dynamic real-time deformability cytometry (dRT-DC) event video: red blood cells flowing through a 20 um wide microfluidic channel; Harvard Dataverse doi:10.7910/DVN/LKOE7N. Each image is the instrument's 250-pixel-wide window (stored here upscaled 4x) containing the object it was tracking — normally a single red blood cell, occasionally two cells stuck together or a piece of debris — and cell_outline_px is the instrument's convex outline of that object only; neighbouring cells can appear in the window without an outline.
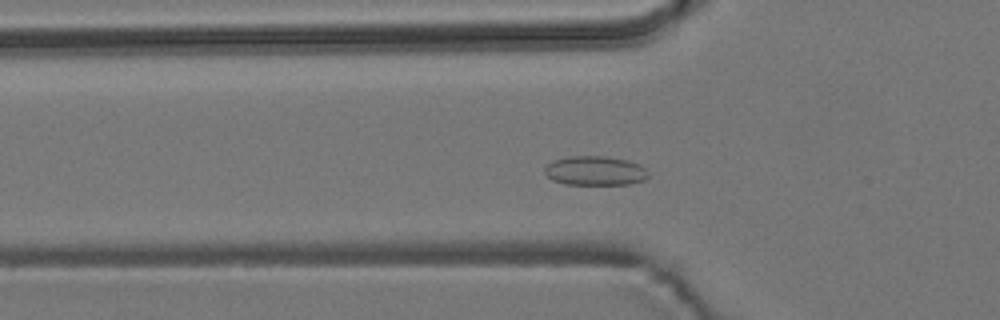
{"species": "common noctule bat (a hibernating species)", "species_latin": "Nyctalus noctula", "temperature_condition": "room temperature", "stored_images_in_passage": 51, "camera_frame_rate_fps": 3000, "um_per_image_px": 0.085, "animal": {"sex": "male", "body_mass_g": 19.2, "forearm_length_mm": 51.8}, "frame": {"image": 1, "passage_image": 14, "time_ms": 4.333, "image_size_px": [1000, 320], "cell_outline_px": [[648, 176], [644, 180], [628, 184], [564, 184], [552, 180], [544, 172], [544, 168], [552, 160], [568, 156], [604, 156], [628, 160], [640, 164], [648, 172]], "centroid_in_image_um": [50.57, 14.5], "position_along_channel_um": 75.2, "area_um2": 17.74}}
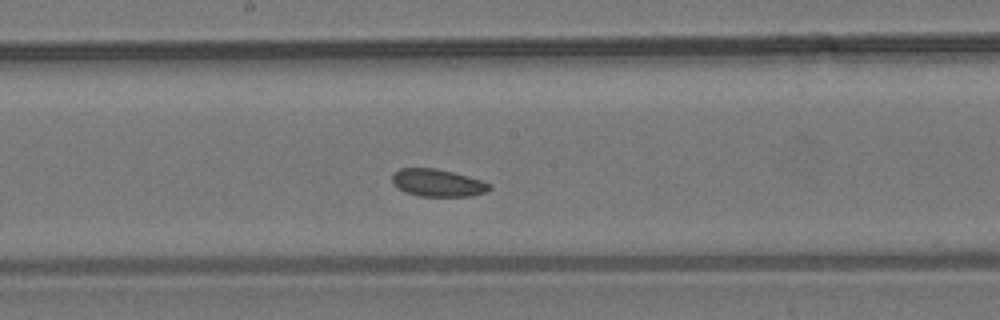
{"frame": {"image": 2, "passage_image": 25, "time_ms": 8.0, "image_size_px": [1000, 320], "cell_outline_px": [[492, 188], [488, 192], [472, 196], [420, 196], [404, 192], [392, 180], [392, 176], [400, 168], [436, 168], [452, 172], [480, 180], [492, 184]], "centroid_in_image_um": [37.25, 15.55], "position_along_channel_um": 210.9, "area_um2": 15.43}}
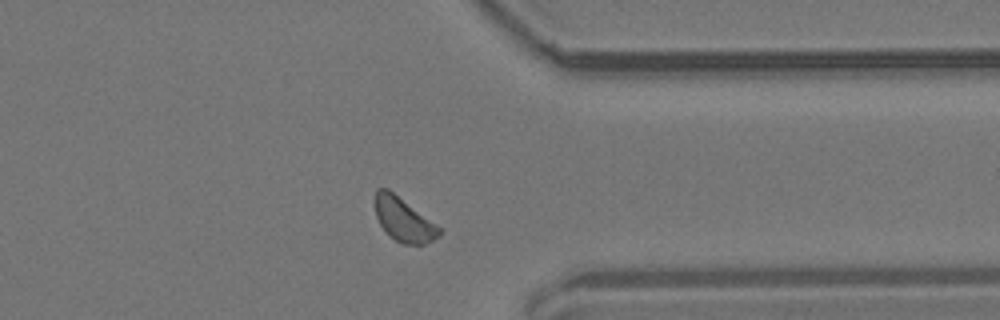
{"frame": {"image": 3, "passage_image": 39, "time_ms": 12.667, "image_size_px": [1000, 320], "cell_outline_px": [[444, 228], [432, 240], [424, 244], [404, 244], [396, 240], [380, 224], [376, 216], [376, 188], [388, 188]], "centroid_in_image_um": [34.35, 18.64], "position_along_channel_um": 377.0, "area_um2": 16.24}, "authors_computed_cell_mechanics": {"area_um2": 16.473, "velocity_mm_per_s": 3.6955, "shape_relaxation_time_tau1_ms": null, "shape_relaxation_time_tau2_ms": 1.8733, "deformation_change_tau1": null, "deformation_change_tau2": 0.0559}}